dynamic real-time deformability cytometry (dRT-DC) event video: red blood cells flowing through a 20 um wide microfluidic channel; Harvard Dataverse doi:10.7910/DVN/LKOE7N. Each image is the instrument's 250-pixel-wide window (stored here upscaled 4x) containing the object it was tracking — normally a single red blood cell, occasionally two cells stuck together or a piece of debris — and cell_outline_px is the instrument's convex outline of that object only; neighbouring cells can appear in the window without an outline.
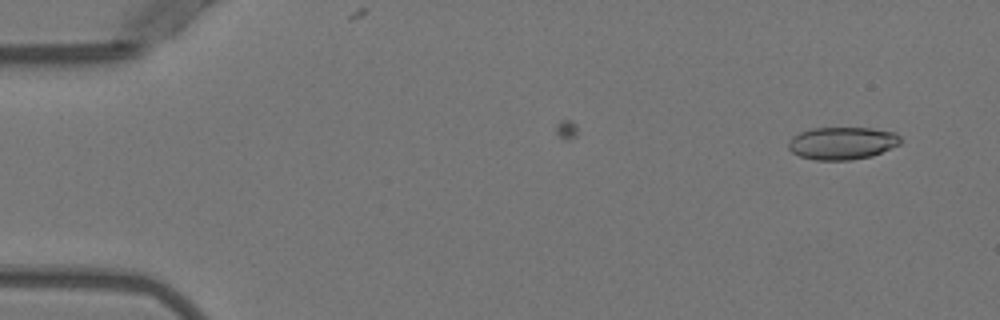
{"species": "Egyptian fruit bat (a non-hibernating species)", "species_latin": "Rousettus aegyptiacus", "temperature_condition": "warm", "stored_images_in_passage": 8, "camera_frame_rate_fps": 3000, "um_per_image_px": 0.085, "animal": {"sex": "female"}, "frame": {"image": 1, "passage_image": 3, "time_ms": 0.667, "image_size_px": [1000, 320], "cell_outline_px": [[900, 144], [872, 156], [852, 160], [816, 160], [800, 156], [792, 152], [788, 148], [788, 140], [792, 136], [800, 132], [812, 128], [872, 128], [896, 132], [900, 136]], "centroid_in_image_um": [71.58, 12.17], "position_along_channel_um": 13.4, "area_um2": 21.39}}